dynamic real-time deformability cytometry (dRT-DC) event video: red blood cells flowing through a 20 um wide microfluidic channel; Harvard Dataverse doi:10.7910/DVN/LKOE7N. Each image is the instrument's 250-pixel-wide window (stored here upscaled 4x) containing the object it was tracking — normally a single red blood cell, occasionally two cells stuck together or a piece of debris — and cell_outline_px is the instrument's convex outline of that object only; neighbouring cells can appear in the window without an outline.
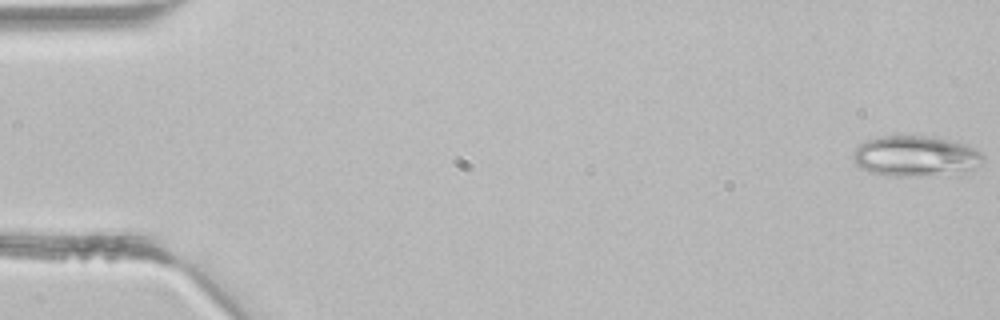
{"species": "common noctule bat (a hibernating species)", "species_latin": "Nyctalus noctula", "temperature_condition": "room temperature", "stored_images_in_passage": 43, "camera_frame_rate_fps": 3000, "um_per_image_px": 0.085, "animal": {"sex": "male", "body_mass_g": 21.5, "forearm_length_mm": 52.0}, "frame": {"image": 1, "passage_image": 1, "time_ms": 0.0, "image_size_px": [1000, 320], "cell_outline_px": [[984, 160], [980, 164], [964, 172], [908, 176], [888, 176], [868, 172], [860, 168], [856, 164], [852, 156], [852, 152], [864, 140], [880, 136], [936, 136], [968, 144], [980, 152], [984, 156]], "centroid_in_image_um": [77.8, 13.25], "position_along_channel_um": 7.2, "area_um2": 31.04}}
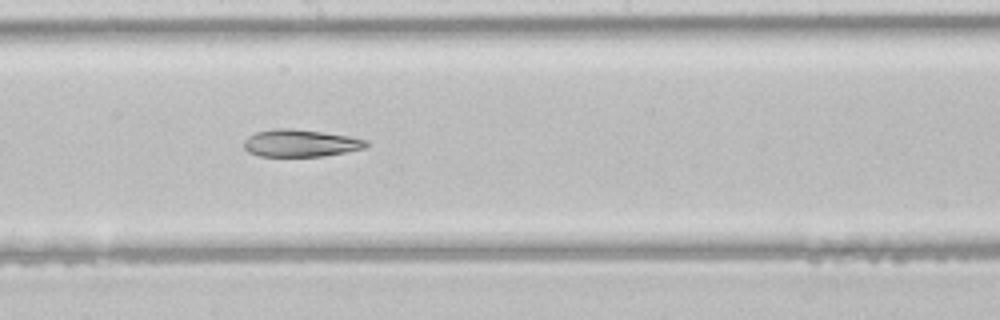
{"frame": {"image": 2, "passage_image": 24, "time_ms": 7.667, "image_size_px": [1000, 320], "cell_outline_px": [[368, 144], [364, 148], [324, 156], [260, 156], [248, 152], [244, 148], [244, 140], [248, 136], [256, 132], [272, 128], [292, 128], [348, 136], [368, 140]], "centroid_in_image_um": [25.5, 12.16], "position_along_channel_um": 222.7, "area_um2": 19.36}}
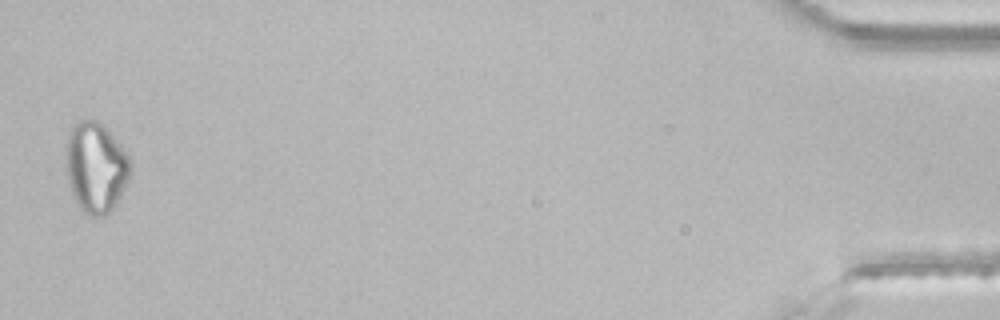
{"frame": {"image": 3, "passage_image": 43, "time_ms": 14.0, "image_size_px": [1000, 320], "cell_outline_px": [[132, 172], [128, 184], [116, 204], [104, 216], [92, 216], [84, 212], [80, 208], [72, 196], [68, 184], [64, 156], [64, 144], [68, 132], [72, 124], [80, 120], [100, 120], [108, 128], [132, 160]], "centroid_in_image_um": [8.13, 14.18], "position_along_channel_um": 427.1, "area_um2": 35.2}}